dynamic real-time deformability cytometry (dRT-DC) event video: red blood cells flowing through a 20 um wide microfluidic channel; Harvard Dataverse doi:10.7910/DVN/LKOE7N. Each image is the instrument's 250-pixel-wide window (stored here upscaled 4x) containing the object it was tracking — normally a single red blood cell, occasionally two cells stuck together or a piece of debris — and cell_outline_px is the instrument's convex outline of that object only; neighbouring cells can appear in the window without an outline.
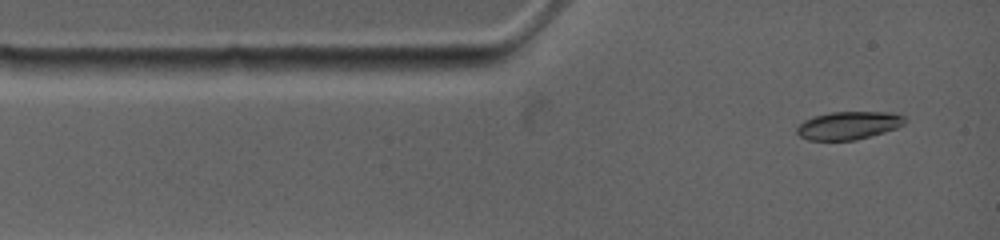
{"species": "common noctule bat (a hibernating species)", "species_latin": "Nyctalus noctula", "temperature_condition": "warm", "stored_images_in_passage": 5, "camera_frame_rate_fps": 4500, "um_per_image_px": 0.085, "animal": {"sex": "female", "body_mass_g": 19.0, "forearm_length_mm": 53.3}, "frame": {"image": 1, "passage_image": 1, "time_ms": 0.0, "image_size_px": [1000, 240], "cell_outline_px": [[908, 120], [904, 124], [896, 128], [884, 132], [856, 140], [808, 140], [800, 136], [796, 132], [796, 128], [804, 120], [828, 112], [892, 112], [904, 116]], "centroid_in_image_um": [72.14, 10.66], "position_along_channel_um": 12.9, "area_um2": 17.63}}
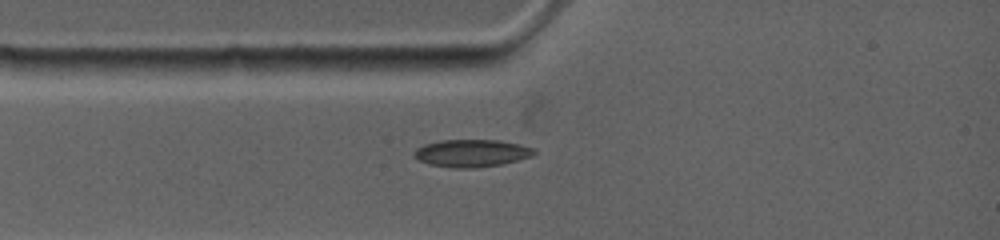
{"frame": {"image": 2, "passage_image": 3, "time_ms": 1.556, "image_size_px": [1000, 240], "cell_outline_px": [[536, 152], [532, 156], [500, 164], [472, 168], [452, 168], [432, 164], [420, 160], [412, 156], [412, 152], [416, 148], [424, 144], [440, 140], [500, 140], [520, 144], [536, 148]], "centroid_in_image_um": [40.08, 13.0], "position_along_channel_um": 44.9, "area_um2": 19.19}}
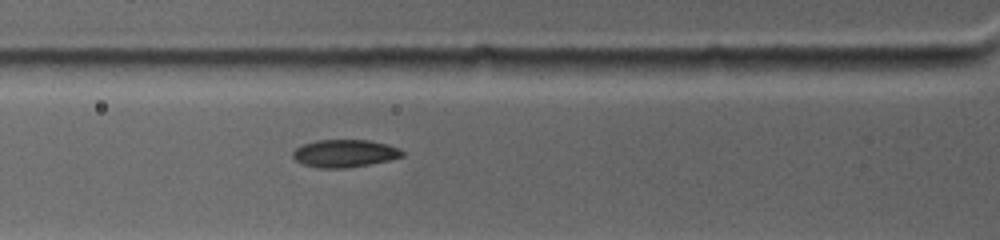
{"frame": {"image": 3, "passage_image": 5, "time_ms": 2.889, "image_size_px": [1000, 240], "cell_outline_px": [[404, 156], [388, 160], [348, 168], [320, 168], [304, 164], [296, 160], [292, 156], [292, 152], [300, 144], [316, 140], [368, 140], [388, 144], [400, 148], [404, 152]], "centroid_in_image_um": [29.29, 13.03], "position_along_channel_um": 96.5, "area_um2": 17.69}}